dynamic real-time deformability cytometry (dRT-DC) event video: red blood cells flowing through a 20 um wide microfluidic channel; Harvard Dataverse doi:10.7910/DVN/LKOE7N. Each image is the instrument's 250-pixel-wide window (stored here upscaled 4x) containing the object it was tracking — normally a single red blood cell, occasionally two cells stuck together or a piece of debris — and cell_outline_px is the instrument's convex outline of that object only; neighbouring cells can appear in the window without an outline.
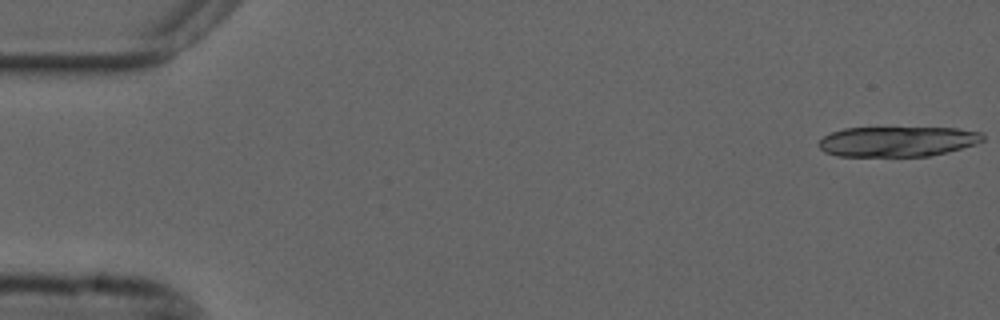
{"species": "common noctule bat (a hibernating species)", "species_latin": "Nyctalus noctula", "temperature_condition": "cold", "stored_images_in_passage": 18, "camera_frame_rate_fps": 3000, "um_per_image_px": 0.085, "animal": {"sex": "male", "forearm_length_mm": 52.5}, "frame": {"image": 1, "passage_image": 1, "time_ms": 0.0, "image_size_px": [1000, 320], "cell_outline_px": [[984, 140], [976, 144], [948, 152], [928, 156], [836, 156], [824, 152], [816, 144], [824, 136], [832, 132], [844, 128], [956, 128], [980, 132], [984, 136]], "centroid_in_image_um": [76.27, 12.03], "position_along_channel_um": 8.7, "area_um2": 28.9}}